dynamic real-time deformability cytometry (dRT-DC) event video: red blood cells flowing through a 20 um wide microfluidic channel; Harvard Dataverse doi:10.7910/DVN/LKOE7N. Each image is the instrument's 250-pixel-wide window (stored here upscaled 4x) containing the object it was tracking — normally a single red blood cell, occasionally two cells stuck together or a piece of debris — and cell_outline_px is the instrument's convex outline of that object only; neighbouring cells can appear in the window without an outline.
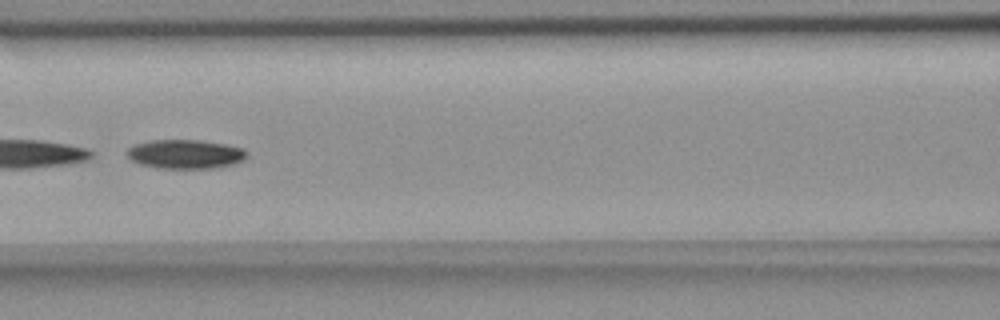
{"species": "common noctule bat (a hibernating species)", "species_latin": "Nyctalus noctula", "temperature_condition": "room temperature", "stored_images_in_passage": 16, "camera_frame_rate_fps": 3000, "um_per_image_px": 0.085, "animal": {"sex": "female", "body_mass_g": 18.4}, "frame": {"image": 1, "passage_image": 12, "time_ms": 3.667, "image_size_px": [1000, 320], "cell_outline_px": [[248, 156], [244, 160], [232, 164], [212, 168], [156, 168], [140, 164], [132, 160], [124, 152], [128, 148], [136, 144], [152, 140], [200, 140], [228, 144], [244, 148], [248, 152]], "centroid_in_image_um": [15.78, 13.09], "position_along_channel_um": 150.8, "area_um2": 20.46}}